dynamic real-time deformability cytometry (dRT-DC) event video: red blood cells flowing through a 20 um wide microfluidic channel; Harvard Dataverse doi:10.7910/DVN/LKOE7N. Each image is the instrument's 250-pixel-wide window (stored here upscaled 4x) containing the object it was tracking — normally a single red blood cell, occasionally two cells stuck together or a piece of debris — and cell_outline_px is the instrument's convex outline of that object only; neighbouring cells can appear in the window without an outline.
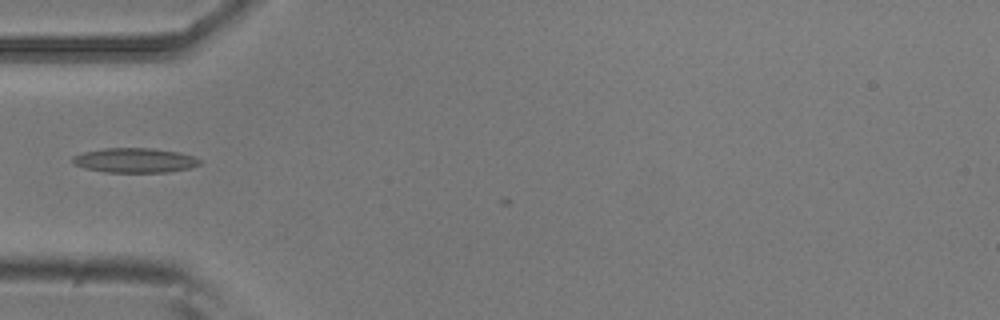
{"species": "common noctule bat (a hibernating species)", "species_latin": "Nyctalus noctula", "temperature_condition": "room temperature", "stored_images_in_passage": 2, "camera_frame_rate_fps": 3000, "um_per_image_px": 0.085, "animal": {"sex": "male", "body_mass_g": 20.5, "forearm_length_mm": 52.5}, "frame": {"image": 1, "passage_image": 1, "time_ms": 0.0, "image_size_px": [1000, 320], "cell_outline_px": [[200, 164], [192, 168], [168, 172], [104, 172], [84, 168], [72, 164], [72, 156], [84, 152], [104, 148], [152, 148], [180, 152], [192, 156], [200, 160]], "centroid_in_image_um": [11.44, 13.63], "position_along_channel_um": 73.6, "area_um2": 18.38}}
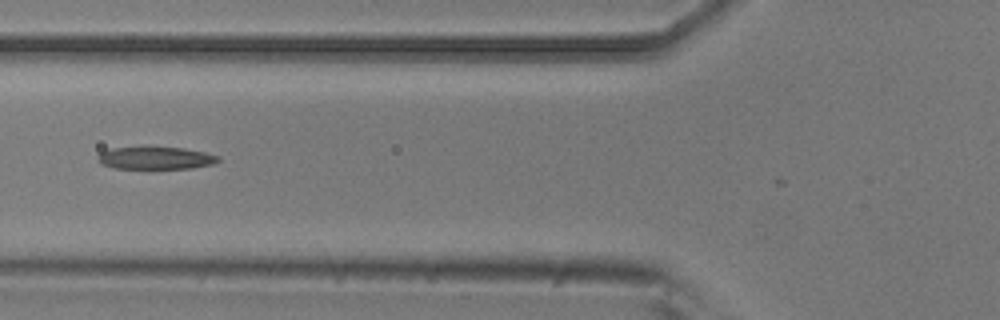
{"frame": {"image": 2, "passage_image": 2, "time_ms": 0.333, "image_size_px": [1000, 320], "cell_outline_px": [[220, 160], [212, 164], [192, 168], [112, 168], [100, 164], [96, 160], [96, 156], [100, 152], [112, 148], [184, 148], [204, 152], [220, 156]], "centroid_in_image_um": [13.19, 13.44], "position_along_channel_um": 112.6, "area_um2": 15.61}}